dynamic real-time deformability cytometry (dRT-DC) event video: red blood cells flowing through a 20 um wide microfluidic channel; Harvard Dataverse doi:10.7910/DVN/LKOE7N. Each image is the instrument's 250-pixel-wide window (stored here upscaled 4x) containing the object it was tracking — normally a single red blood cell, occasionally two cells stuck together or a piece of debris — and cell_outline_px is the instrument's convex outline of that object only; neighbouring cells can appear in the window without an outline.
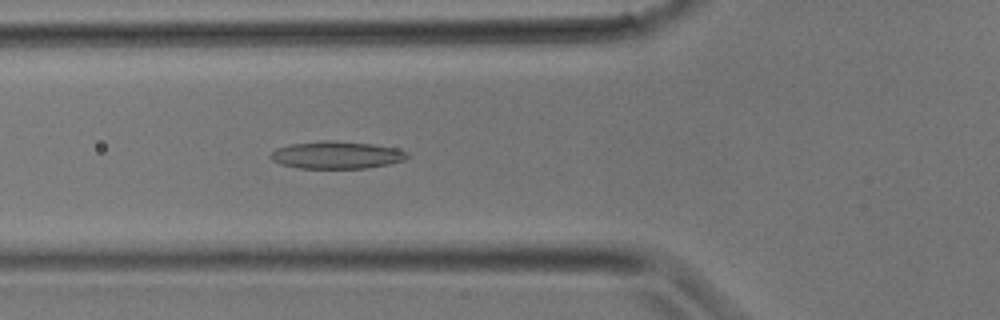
{"species": "common noctule bat (a hibernating species)", "species_latin": "Nyctalus noctula", "temperature_condition": "room temperature", "stored_images_in_passage": 32, "camera_frame_rate_fps": 3000, "um_per_image_px": 0.085, "animal": {"sex": "male", "body_mass_g": 17.9}, "frame": {"image": 1, "passage_image": 11, "time_ms": 3.333, "image_size_px": [1000, 320], "cell_outline_px": [[408, 156], [404, 160], [388, 164], [368, 168], [300, 168], [280, 164], [272, 160], [268, 156], [276, 148], [292, 144], [324, 140], [328, 140], [372, 144], [396, 148], [408, 152]], "centroid_in_image_um": [28.6, 13.18], "position_along_channel_um": 97.2, "area_um2": 21.73}}
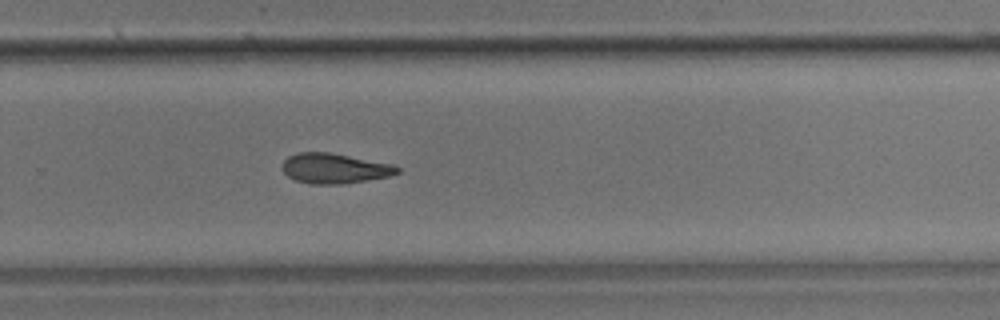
{"frame": {"image": 2, "passage_image": 21, "time_ms": 6.667, "image_size_px": [1000, 320], "cell_outline_px": [[400, 172], [388, 176], [344, 184], [312, 184], [296, 180], [288, 176], [280, 168], [284, 160], [288, 156], [300, 152], [328, 152], [392, 164], [400, 168]], "centroid_in_image_um": [28.4, 14.31], "position_along_channel_um": 301.4, "area_um2": 20.06}}
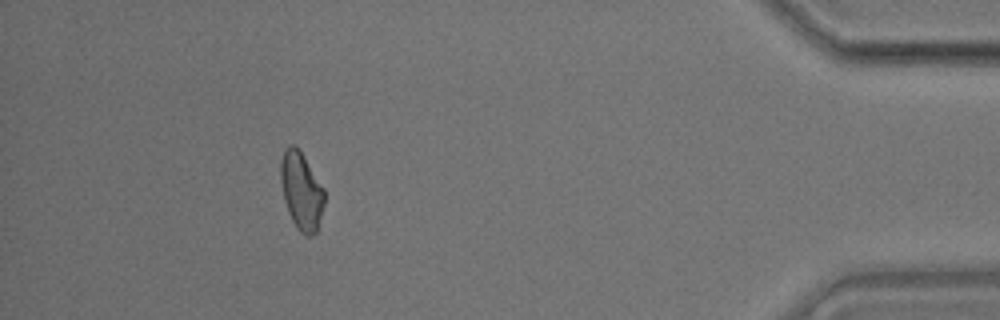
{"frame": {"image": 3, "passage_image": 29, "time_ms": 9.333, "image_size_px": [1000, 320], "cell_outline_px": [[324, 204], [316, 232], [308, 236], [304, 236], [296, 228], [288, 212], [284, 200], [280, 180], [280, 160], [288, 144], [292, 144], [300, 148], [324, 188]], "centroid_in_image_um": [25.6, 16.2], "position_along_channel_um": 409.6, "area_um2": 20.0}}